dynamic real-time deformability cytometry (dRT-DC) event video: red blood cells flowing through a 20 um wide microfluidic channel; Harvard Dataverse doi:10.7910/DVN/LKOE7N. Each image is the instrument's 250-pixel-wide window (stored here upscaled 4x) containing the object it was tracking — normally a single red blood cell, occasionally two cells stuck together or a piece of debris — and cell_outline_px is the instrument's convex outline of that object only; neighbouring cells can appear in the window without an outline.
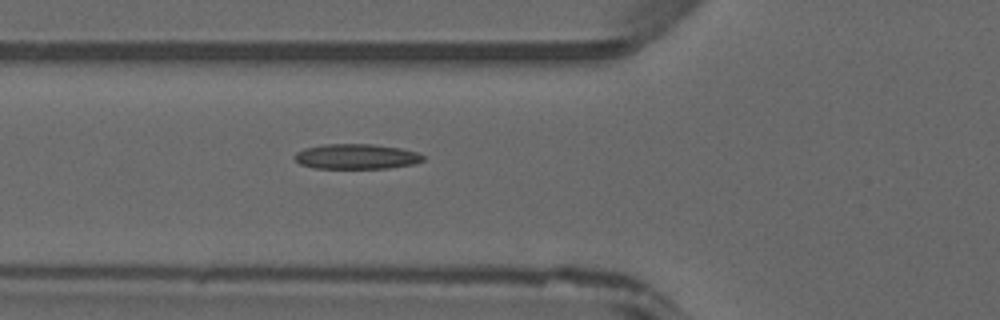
{"species": "common noctule bat (a hibernating species)", "species_latin": "Nyctalus noctula", "temperature_condition": "warm", "stored_images_in_passage": 41, "camera_frame_rate_fps": 3000, "um_per_image_px": 0.085, "animal": {"sex": "male", "forearm_length_mm": 52.5}, "frame": {"image": 1, "passage_image": 12, "time_ms": 3.667, "image_size_px": [1000, 320], "cell_outline_px": [[424, 160], [412, 164], [388, 168], [316, 168], [300, 164], [292, 156], [296, 152], [304, 148], [324, 144], [372, 144], [400, 148], [416, 152], [424, 156]], "centroid_in_image_um": [30.26, 13.3], "position_along_channel_um": 95.5, "area_um2": 18.73}}